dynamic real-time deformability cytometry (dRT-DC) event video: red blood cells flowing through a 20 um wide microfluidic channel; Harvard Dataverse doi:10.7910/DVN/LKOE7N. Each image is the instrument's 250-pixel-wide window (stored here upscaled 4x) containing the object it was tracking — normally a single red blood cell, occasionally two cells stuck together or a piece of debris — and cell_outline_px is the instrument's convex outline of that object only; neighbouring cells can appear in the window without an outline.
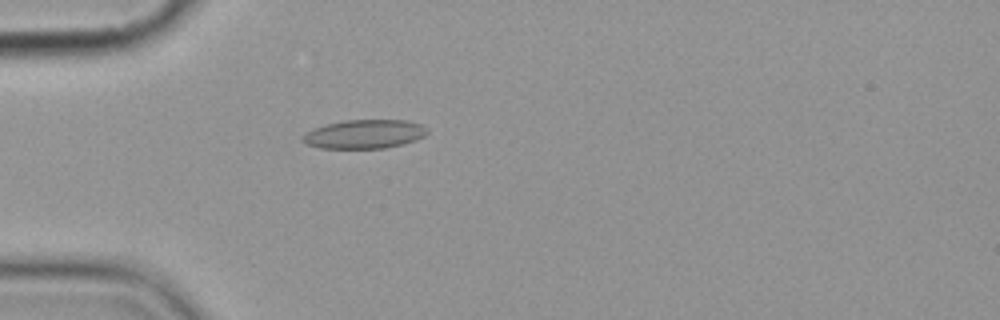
{"species": "common noctule bat (a hibernating species)", "species_latin": "Nyctalus noctula", "temperature_condition": "cold", "stored_images_in_passage": 2, "camera_frame_rate_fps": 3000, "um_per_image_px": 0.085, "animal": {"sex": "female", "body_mass_g": 19.9}, "frame": {"image": 1, "passage_image": 2, "time_ms": 1.333, "image_size_px": [1000, 320], "cell_outline_px": [[428, 132], [424, 136], [416, 140], [404, 144], [384, 148], [320, 148], [308, 144], [300, 140], [300, 136], [304, 132], [312, 128], [344, 120], [408, 120], [420, 124], [428, 128]], "centroid_in_image_um": [30.96, 11.39], "position_along_channel_um": 54.0, "area_um2": 21.15}}